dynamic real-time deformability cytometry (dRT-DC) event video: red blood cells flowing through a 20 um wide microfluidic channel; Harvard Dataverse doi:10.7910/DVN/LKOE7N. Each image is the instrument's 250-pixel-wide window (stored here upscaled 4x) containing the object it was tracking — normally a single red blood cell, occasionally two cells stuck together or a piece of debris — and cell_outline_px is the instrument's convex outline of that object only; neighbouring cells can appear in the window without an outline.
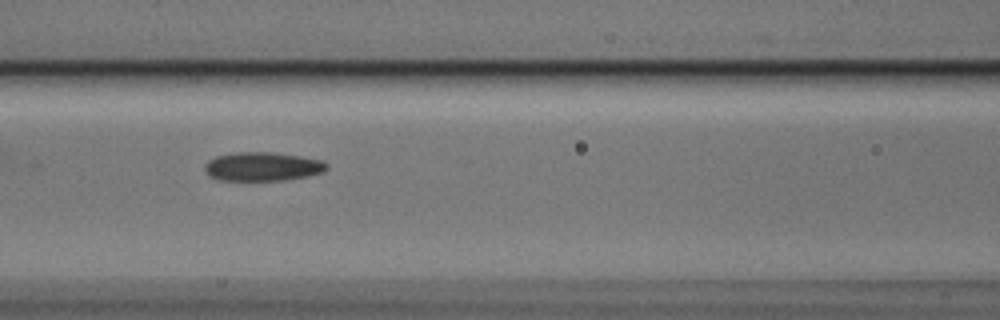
{"species": "Egyptian fruit bat (a non-hibernating species)", "species_latin": "Rousettus aegyptiacus", "temperature_condition": "cold", "stored_images_in_passage": 10, "camera_frame_rate_fps": 3000, "um_per_image_px": 0.085, "animal": {"sex": "male"}, "frame": {"image": 1, "passage_image": 9, "time_ms": 2.667, "image_size_px": [1000, 320], "cell_outline_px": [[328, 168], [324, 172], [308, 176], [284, 180], [220, 180], [208, 176], [204, 168], [204, 164], [208, 160], [216, 156], [236, 152], [268, 152], [300, 156], [320, 160], [328, 164]], "centroid_in_image_um": [22.3, 14.16], "position_along_channel_um": 144.3, "area_um2": 20.52}}
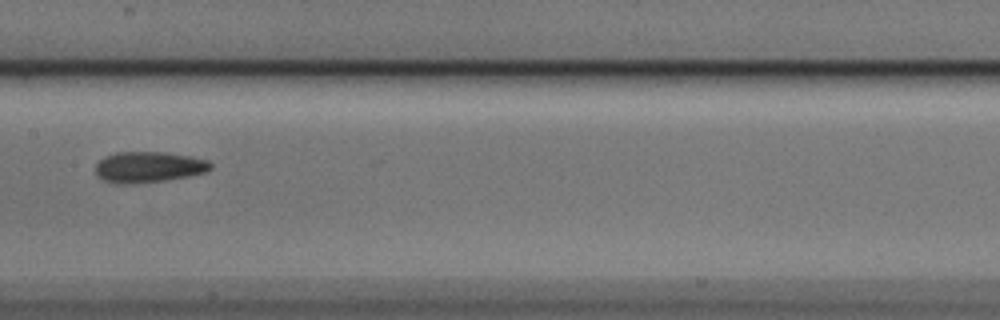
{"frame": {"image": 2, "passage_image": 10, "time_ms": 3.0, "image_size_px": [1000, 320], "cell_outline_px": [[212, 168], [208, 172], [188, 176], [164, 180], [136, 184], [116, 184], [104, 180], [96, 176], [96, 164], [104, 156], [116, 152], [164, 152], [192, 156], [208, 160], [212, 164]], "centroid_in_image_um": [12.64, 14.2], "position_along_channel_um": 194.8, "area_um2": 20.98}}